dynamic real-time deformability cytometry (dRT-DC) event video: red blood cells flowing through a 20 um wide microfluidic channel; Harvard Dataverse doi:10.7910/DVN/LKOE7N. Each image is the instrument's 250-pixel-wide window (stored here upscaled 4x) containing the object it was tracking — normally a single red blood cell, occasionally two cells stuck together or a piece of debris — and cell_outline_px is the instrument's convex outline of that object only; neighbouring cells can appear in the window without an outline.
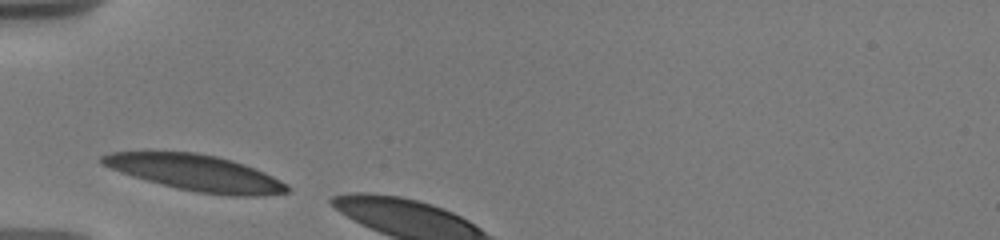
{"species": "human", "species_latin": "Homo sapiens", "temperature_condition": "warm", "stored_images_in_passage": 3, "camera_frame_rate_fps": 3000, "um_per_image_px": 0.085, "donor": {"sex": "male"}, "frame": {"image": 1, "passage_image": 1, "time_ms": 0.0, "image_size_px": [1000, 240], "cell_outline_px": [[292, 188], [288, 192], [264, 196], [228, 196], [196, 192], [176, 188], [132, 176], [120, 172], [100, 164], [100, 156], [108, 152], [196, 152], [216, 156], [232, 160], [244, 164], [264, 172], [288, 184]], "centroid_in_image_um": [16.66, 14.7], "position_along_channel_um": 68.3, "area_um2": 39.02}}